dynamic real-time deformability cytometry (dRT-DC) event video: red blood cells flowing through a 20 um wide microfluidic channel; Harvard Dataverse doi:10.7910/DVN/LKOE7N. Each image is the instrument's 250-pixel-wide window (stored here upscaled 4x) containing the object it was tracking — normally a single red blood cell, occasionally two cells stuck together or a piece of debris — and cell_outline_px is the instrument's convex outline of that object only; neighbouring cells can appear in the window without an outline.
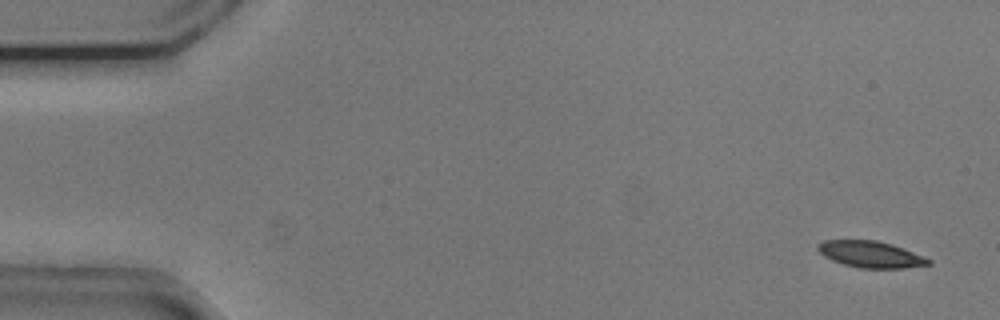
{"species": "common noctule bat (a hibernating species)", "species_latin": "Nyctalus noctula", "temperature_condition": "cold", "stored_images_in_passage": 14, "camera_frame_rate_fps": 3000, "um_per_image_px": 0.085, "animal": {"sex": "male", "body_mass_g": 20.5, "forearm_length_mm": 52.5}, "frame": {"image": 1, "passage_image": 3, "time_ms": 0.667, "image_size_px": [1000, 320], "cell_outline_px": [[932, 264], [904, 268], [860, 268], [844, 264], [832, 260], [824, 256], [816, 248], [816, 244], [824, 240], [876, 240], [892, 244], [932, 260]], "centroid_in_image_um": [73.98, 21.61], "position_along_channel_um": 11.0, "area_um2": 16.99}}